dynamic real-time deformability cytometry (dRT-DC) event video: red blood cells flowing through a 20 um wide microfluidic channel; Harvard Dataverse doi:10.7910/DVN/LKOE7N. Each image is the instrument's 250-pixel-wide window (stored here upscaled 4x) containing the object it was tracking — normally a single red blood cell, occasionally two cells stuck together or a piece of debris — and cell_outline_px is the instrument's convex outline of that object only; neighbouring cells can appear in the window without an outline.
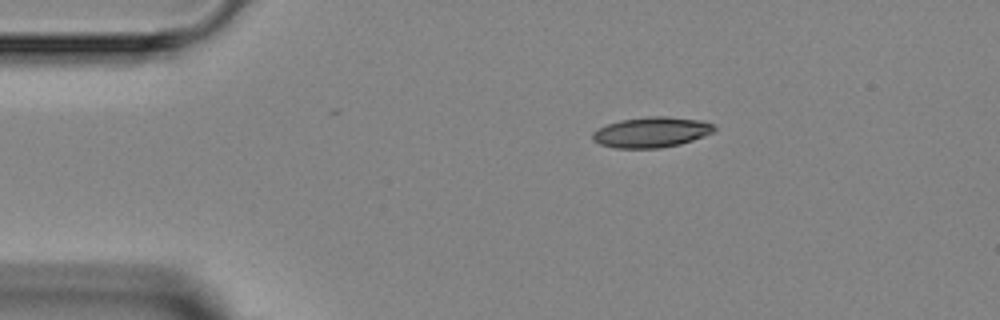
{"species": "Egyptian fruit bat (a non-hibernating species)", "species_latin": "Rousettus aegyptiacus", "temperature_condition": "room temperature", "stored_images_in_passage": 3, "camera_frame_rate_fps": 3000, "um_per_image_px": 0.085, "animal": {"sex": "female"}, "frame": {"image": 1, "passage_image": 3, "time_ms": 3.0, "image_size_px": [1000, 320], "cell_outline_px": [[716, 128], [712, 132], [704, 136], [680, 144], [660, 148], [616, 148], [600, 144], [592, 140], [592, 132], [608, 124], [620, 120], [648, 116], [668, 116], [700, 120], [716, 124]], "centroid_in_image_um": [55.39, 11.23], "position_along_channel_um": 29.6, "area_um2": 21.62}}